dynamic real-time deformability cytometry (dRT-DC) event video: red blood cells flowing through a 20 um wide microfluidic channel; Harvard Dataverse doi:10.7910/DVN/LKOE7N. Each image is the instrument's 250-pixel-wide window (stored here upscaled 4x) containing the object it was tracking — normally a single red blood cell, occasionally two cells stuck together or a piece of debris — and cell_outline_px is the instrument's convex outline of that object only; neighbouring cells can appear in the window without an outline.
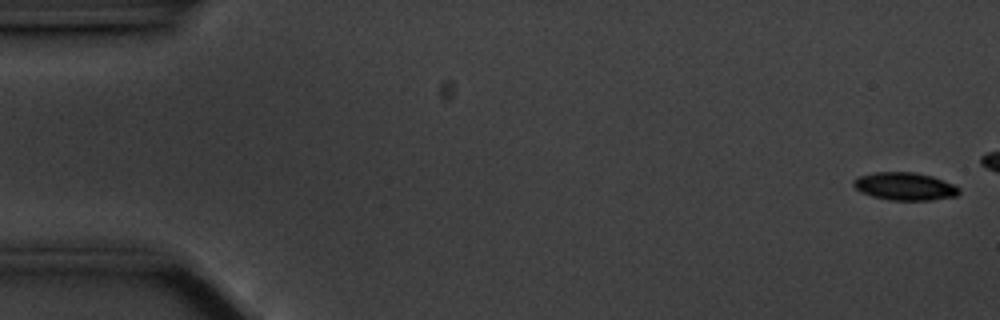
{"species": "common noctule bat (a hibernating species)", "species_latin": "Nyctalus noctula", "temperature_condition": "cold", "stored_images_in_passage": 47, "camera_frame_rate_fps": 3000, "um_per_image_px": 0.085, "animal": {"sex": "male", "body_mass_g": 20.1, "forearm_length_mm": 53.5}, "frame": {"image": 1, "passage_image": 2, "time_ms": 0.333, "image_size_px": [1000, 320], "cell_outline_px": [[960, 192], [956, 196], [932, 200], [888, 200], [872, 196], [860, 192], [852, 184], [852, 180], [860, 176], [876, 172], [916, 172], [932, 176], [952, 184], [960, 188]], "centroid_in_image_um": [76.9, 15.84], "position_along_channel_um": 8.1, "area_um2": 17.11}}
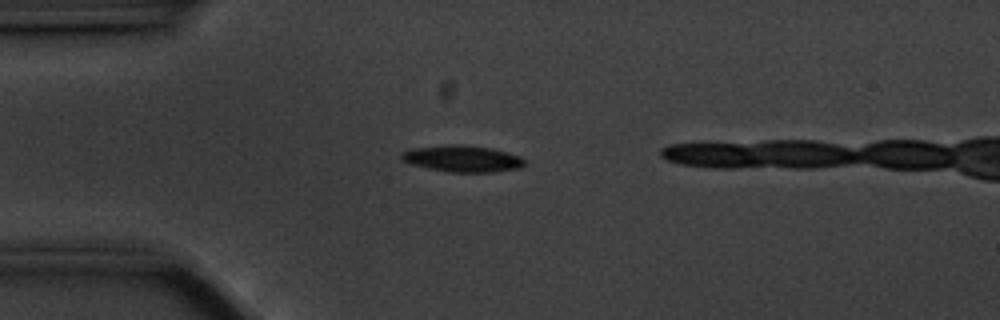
{"frame": {"image": 2, "passage_image": 15, "time_ms": 4.667, "image_size_px": [1000, 320], "cell_outline_px": [[524, 164], [520, 168], [492, 172], [452, 172], [428, 168], [412, 164], [404, 160], [400, 156], [400, 152], [412, 148], [452, 144], [460, 144], [492, 148], [508, 152], [520, 156], [524, 160]], "centroid_in_image_um": [39.31, 13.47], "position_along_channel_um": 45.7, "area_um2": 18.96}}
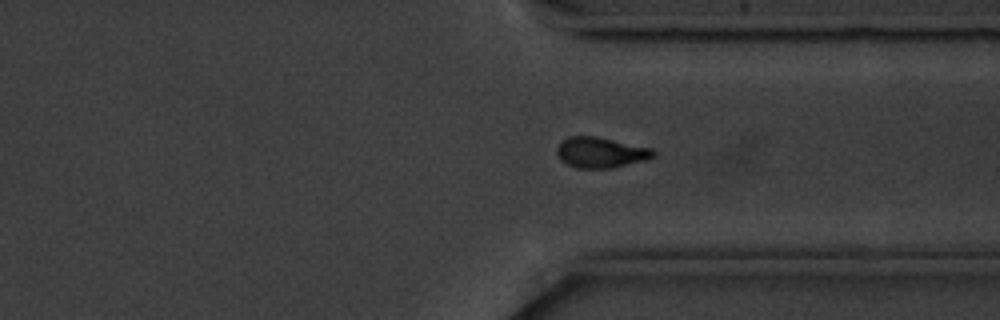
{"frame": {"image": 3, "passage_image": 43, "time_ms": 14.0, "image_size_px": [1000, 320], "cell_outline_px": [[656, 156], [644, 160], [612, 168], [576, 168], [560, 160], [556, 152], [556, 148], [568, 136], [596, 136], [652, 148], [656, 152]], "centroid_in_image_um": [51.06, 12.96], "position_along_channel_um": 360.3, "area_um2": 17.17}}